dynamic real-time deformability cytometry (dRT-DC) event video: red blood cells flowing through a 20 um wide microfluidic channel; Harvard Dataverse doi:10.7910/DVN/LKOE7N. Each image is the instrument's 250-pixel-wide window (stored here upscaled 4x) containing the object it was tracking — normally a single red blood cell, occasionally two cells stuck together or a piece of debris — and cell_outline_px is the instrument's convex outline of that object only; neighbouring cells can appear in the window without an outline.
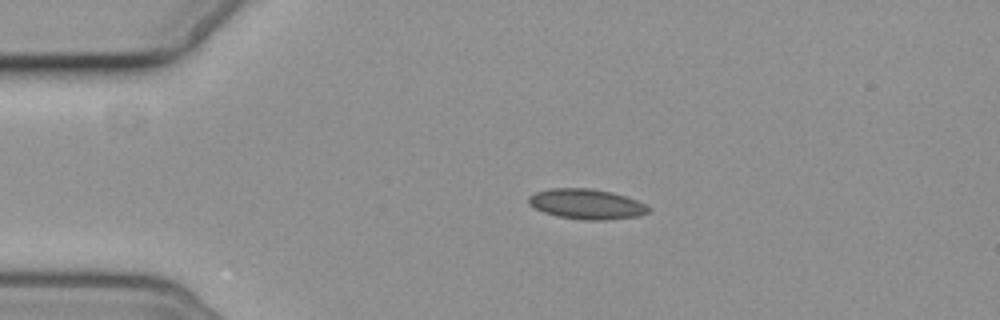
{"species": "common noctule bat (a hibernating species)", "species_latin": "Nyctalus noctula", "temperature_condition": "cold", "stored_images_in_passage": 3, "camera_frame_rate_fps": 3000, "um_per_image_px": 0.085, "animal": {"sex": "female", "body_mass_g": 19.3, "forearm_length_mm": 54.1}, "frame": {"image": 1, "passage_image": 2, "time_ms": 2.0, "image_size_px": [1000, 320], "cell_outline_px": [[648, 212], [640, 216], [604, 220], [584, 220], [556, 216], [544, 212], [528, 204], [528, 196], [536, 192], [552, 188], [588, 188], [612, 192], [636, 200], [644, 204], [648, 208]], "centroid_in_image_um": [49.83, 17.35], "position_along_channel_um": 35.2, "area_um2": 20.92}}